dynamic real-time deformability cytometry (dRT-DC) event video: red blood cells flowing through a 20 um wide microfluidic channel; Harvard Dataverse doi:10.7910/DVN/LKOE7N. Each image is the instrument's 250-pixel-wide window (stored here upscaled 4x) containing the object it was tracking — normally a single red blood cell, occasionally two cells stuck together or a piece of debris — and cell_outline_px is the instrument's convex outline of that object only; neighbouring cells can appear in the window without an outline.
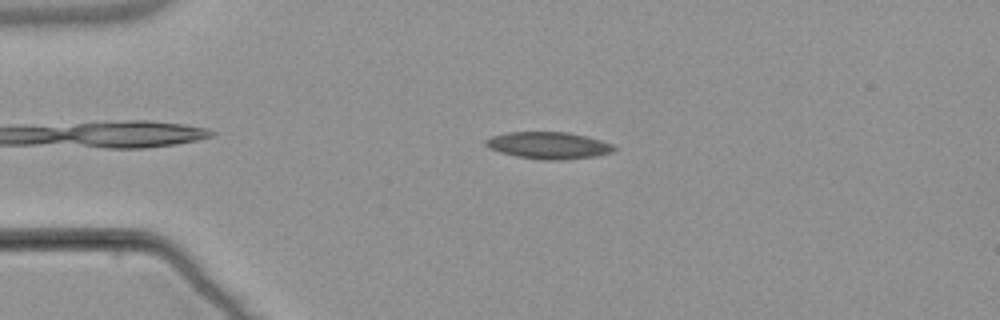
{"species": "common noctule bat (a hibernating species)", "species_latin": "Nyctalus noctula", "temperature_condition": "warm", "stored_images_in_passage": 46, "camera_frame_rate_fps": 3000, "um_per_image_px": 0.085, "animal": {"sex": "male", "body_mass_g": 21.5, "forearm_length_mm": 52.0}, "frame": {"image": 1, "passage_image": 10, "time_ms": 3.0, "image_size_px": [1000, 320], "cell_outline_px": [[616, 148], [612, 152], [596, 156], [564, 160], [544, 160], [516, 156], [500, 152], [488, 148], [484, 144], [484, 140], [492, 136], [508, 132], [568, 132], [588, 136], [612, 144]], "centroid_in_image_um": [46.62, 12.36], "position_along_channel_um": 38.4, "area_um2": 20.23}}
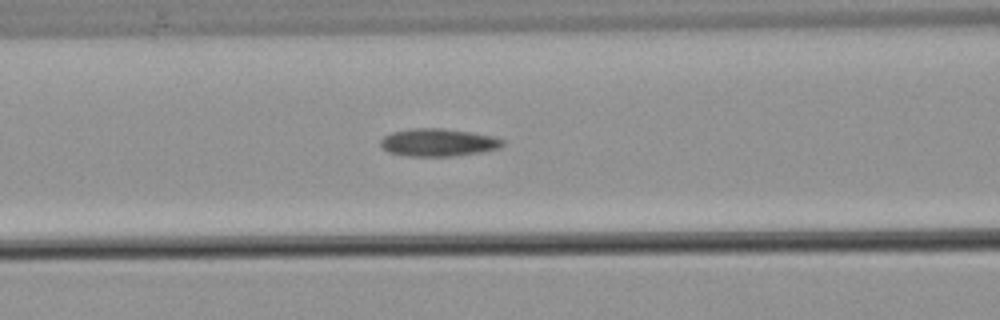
{"frame": {"image": 2, "passage_image": 20, "time_ms": 6.333, "image_size_px": [1000, 320], "cell_outline_px": [[504, 144], [500, 148], [480, 152], [452, 156], [408, 156], [388, 152], [380, 144], [380, 140], [384, 136], [392, 132], [412, 128], [444, 128], [472, 132], [492, 136], [504, 140]], "centroid_in_image_um": [37.25, 12.1], "position_along_channel_um": 129.4, "area_um2": 19.71}}
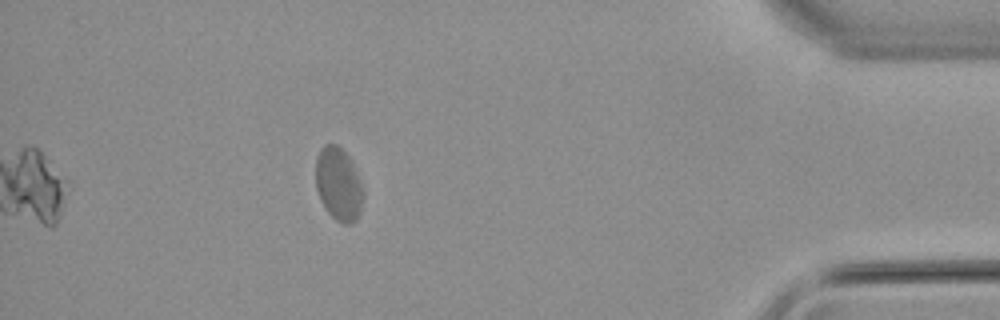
{"frame": {"image": 3, "passage_image": 46, "time_ms": 15.0, "image_size_px": [1000, 320], "cell_outline_px": [[364, 196], [360, 212], [356, 220], [352, 224], [344, 224], [336, 220], [324, 208], [320, 200], [316, 188], [316, 156], [320, 148], [324, 144], [336, 144], [348, 156], [364, 188]], "centroid_in_image_um": [28.77, 15.67], "position_along_channel_um": 406.4, "area_um2": 20.4}, "authors_computed_cell_mechanics": {"area_um2": 19.9988, "velocity_mm_per_s": 3.7747, "shape_relaxation_time_tau1_ms": null, "shape_relaxation_time_tau2_ms": 3.1724, "deformation_change_tau1": null, "deformation_change_tau2": 0.0746}}